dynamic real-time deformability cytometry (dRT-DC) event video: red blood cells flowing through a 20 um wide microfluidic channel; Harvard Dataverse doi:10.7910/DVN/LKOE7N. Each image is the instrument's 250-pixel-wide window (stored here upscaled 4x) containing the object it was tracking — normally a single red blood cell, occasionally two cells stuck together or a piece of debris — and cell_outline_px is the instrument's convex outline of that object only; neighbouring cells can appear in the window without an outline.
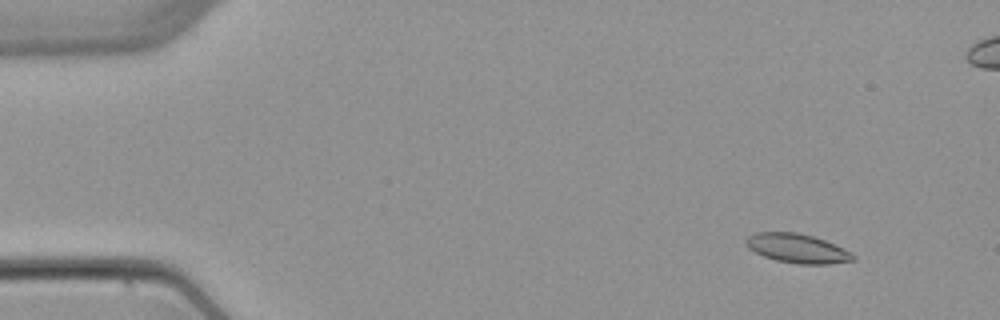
{"species": "common noctule bat (a hibernating species)", "species_latin": "Nyctalus noctula", "temperature_condition": "warm", "stored_images_in_passage": 5, "camera_frame_rate_fps": 3000, "um_per_image_px": 0.085, "animal": {"sex": "female", "body_mass_g": 22.7, "forearm_length_mm": 54.2}, "frame": {"image": 1, "passage_image": 2, "time_ms": 1.0, "image_size_px": [1000, 320], "cell_outline_px": [[856, 260], [828, 264], [800, 264], [776, 260], [764, 256], [748, 248], [744, 244], [744, 240], [748, 236], [756, 232], [796, 232], [812, 236], [824, 240], [844, 248], [852, 252], [856, 256]], "centroid_in_image_um": [67.77, 21.11], "position_along_channel_um": 17.2, "area_um2": 18.26}}